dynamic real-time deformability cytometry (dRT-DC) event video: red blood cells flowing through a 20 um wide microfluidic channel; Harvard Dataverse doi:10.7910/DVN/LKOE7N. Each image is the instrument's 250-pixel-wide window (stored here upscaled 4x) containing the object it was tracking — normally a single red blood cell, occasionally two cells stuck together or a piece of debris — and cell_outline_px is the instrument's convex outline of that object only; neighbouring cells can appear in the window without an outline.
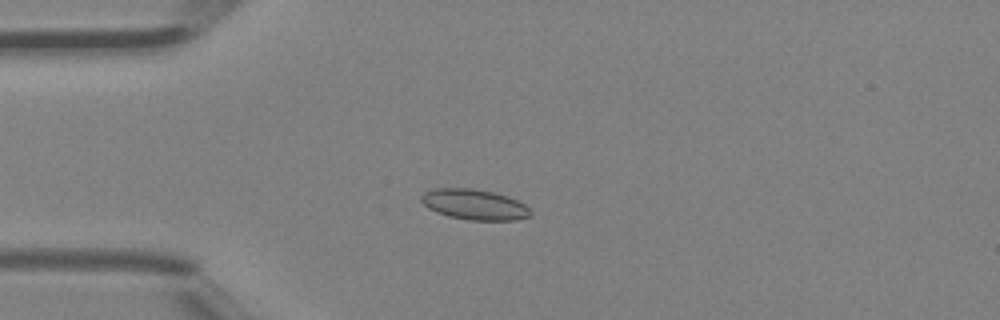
{"species": "Egyptian fruit bat (a non-hibernating species)", "species_latin": "Rousettus aegyptiacus", "temperature_condition": "room temperature", "stored_images_in_passage": 3, "camera_frame_rate_fps": 3000, "um_per_image_px": 0.085, "animal": {"sex": "female"}, "frame": {"image": 1, "passage_image": 3, "time_ms": 0.667, "image_size_px": [1000, 320], "cell_outline_px": [[532, 216], [516, 220], [468, 220], [448, 216], [436, 212], [428, 208], [420, 200], [420, 196], [424, 192], [432, 188], [476, 188], [496, 192], [508, 196], [524, 204], [532, 212]], "centroid_in_image_um": [40.32, 17.37], "position_along_channel_um": 44.7, "area_um2": 19.71}}